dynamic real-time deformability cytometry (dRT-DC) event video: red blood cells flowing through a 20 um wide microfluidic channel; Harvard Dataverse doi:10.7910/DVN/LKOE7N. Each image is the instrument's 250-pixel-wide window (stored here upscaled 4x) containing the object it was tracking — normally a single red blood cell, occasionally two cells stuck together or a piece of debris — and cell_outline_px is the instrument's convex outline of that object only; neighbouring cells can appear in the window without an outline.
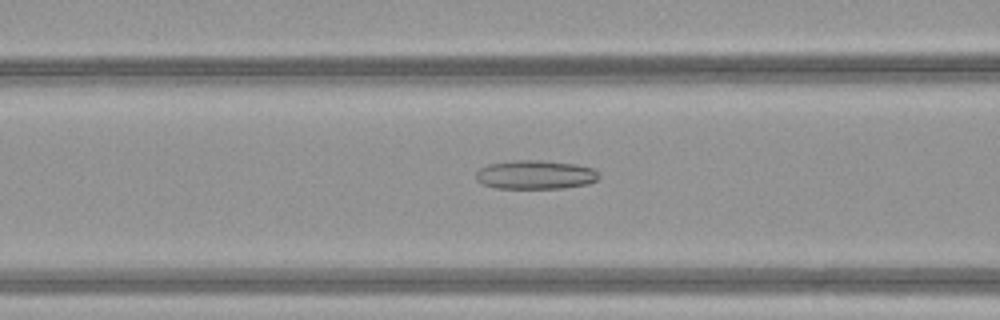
{"species": "common noctule bat (a hibernating species)", "species_latin": "Nyctalus noctula", "temperature_condition": "warm", "stored_images_in_passage": 41, "camera_frame_rate_fps": 3000, "um_per_image_px": 0.085, "animal": {"sex": "female", "body_mass_g": 21.9}, "frame": {"image": 1, "passage_image": 12, "time_ms": 3.667, "image_size_px": [1000, 320], "cell_outline_px": [[600, 176], [596, 180], [588, 184], [564, 188], [496, 188], [480, 184], [476, 180], [476, 172], [480, 168], [488, 164], [512, 160], [540, 160], [576, 164], [592, 168]], "centroid_in_image_um": [45.47, 14.85], "position_along_channel_um": 121.1, "area_um2": 20.81}}
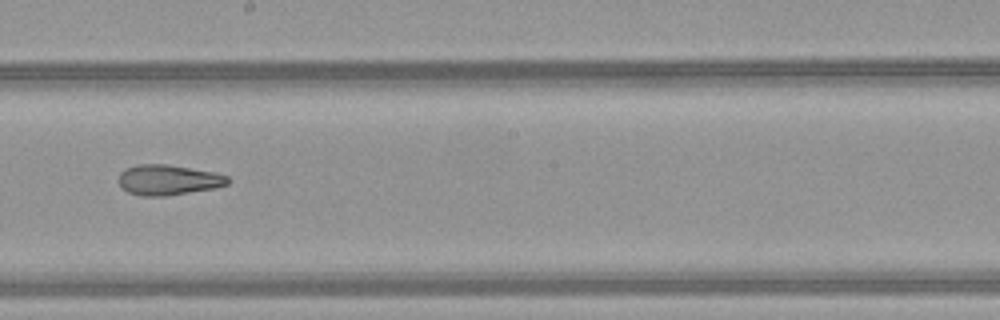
{"frame": {"image": 2, "passage_image": 20, "time_ms": 6.333, "image_size_px": [1000, 320], "cell_outline_px": [[232, 180], [228, 184], [216, 188], [164, 196], [140, 196], [128, 192], [120, 188], [120, 172], [124, 168], [136, 164], [168, 164], [216, 172], [228, 176]], "centroid_in_image_um": [14.32, 15.28], "position_along_channel_um": 233.9, "area_um2": 19.59}}
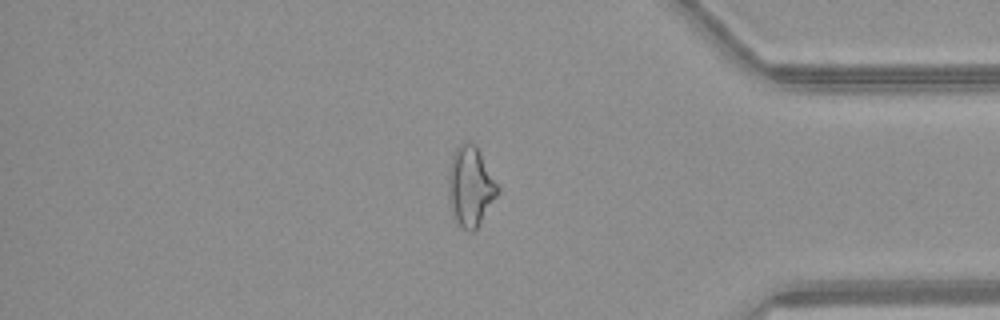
{"frame": {"image": 3, "passage_image": 33, "time_ms": 10.667, "image_size_px": [1000, 320], "cell_outline_px": [[500, 192], [476, 228], [472, 232], [468, 232], [460, 228], [456, 224], [452, 216], [448, 196], [448, 172], [452, 156], [456, 148], [464, 140], [472, 144], [480, 152], [500, 188]], "centroid_in_image_um": [39.97, 15.89], "position_along_channel_um": 395.2, "area_um2": 23.12}, "authors_computed_cell_mechanics": {"area_um2": 21.097, "velocity_mm_per_s": 4.2103, "shape_relaxation_time_tau1_ms": null, "shape_relaxation_time_tau2_ms": 3.2007, "deformation_change_tau1": null, "deformation_change_tau2": 0.1391}}